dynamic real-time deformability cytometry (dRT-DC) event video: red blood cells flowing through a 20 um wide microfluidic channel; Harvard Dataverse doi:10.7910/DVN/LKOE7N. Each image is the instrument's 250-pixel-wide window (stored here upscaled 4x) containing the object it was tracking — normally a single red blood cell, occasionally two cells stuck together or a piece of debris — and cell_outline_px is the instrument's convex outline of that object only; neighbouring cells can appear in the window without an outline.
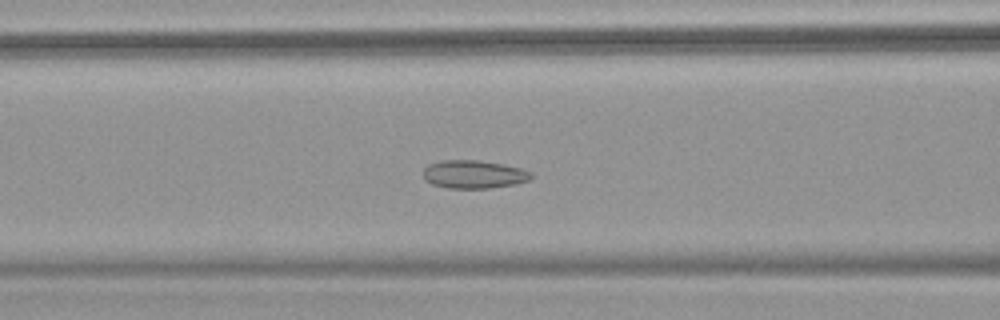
{"species": "common noctule bat (a hibernating species)", "species_latin": "Nyctalus noctula", "temperature_condition": "warm", "stored_images_in_passage": 39, "camera_frame_rate_fps": 3000, "um_per_image_px": 0.085, "animal": {"sex": "female", "body_mass_g": 18.4}, "frame": {"image": 1, "passage_image": 8, "time_ms": 2.333, "image_size_px": [1000, 320], "cell_outline_px": [[532, 176], [528, 180], [516, 184], [488, 188], [448, 188], [432, 184], [424, 180], [424, 168], [428, 164], [444, 160], [476, 160], [504, 164], [520, 168], [532, 172]], "centroid_in_image_um": [40.26, 14.81], "position_along_channel_um": 126.3, "area_um2": 17.69}}
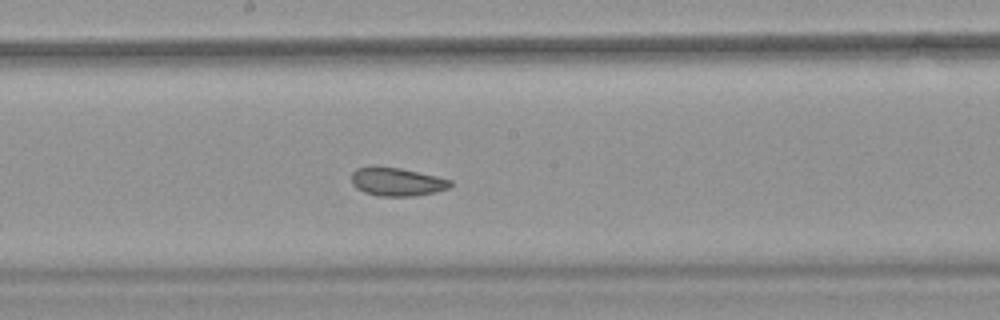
{"frame": {"image": 2, "passage_image": 15, "time_ms": 4.667, "image_size_px": [1000, 320], "cell_outline_px": [[452, 184], [448, 188], [436, 192], [412, 196], [380, 196], [364, 192], [356, 188], [352, 184], [352, 172], [356, 168], [372, 164], [400, 168], [436, 176], [452, 180]], "centroid_in_image_um": [33.69, 15.42], "position_along_channel_um": 214.5, "area_um2": 16.59}}
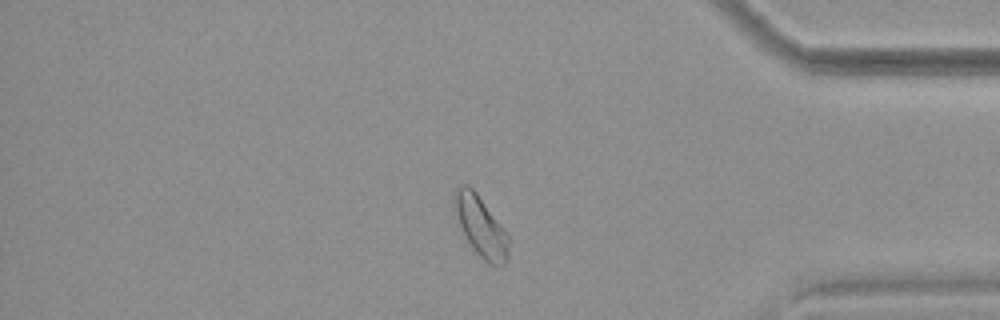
{"frame": {"image": 3, "passage_image": 31, "time_ms": 10.0, "image_size_px": [1000, 320], "cell_outline_px": [[508, 256], [504, 264], [488, 264], [472, 248], [452, 208], [452, 196], [460, 184], [468, 184], [476, 192], [508, 236]], "centroid_in_image_um": [40.81, 19.2], "position_along_channel_um": 394.4, "area_um2": 18.61}, "authors_computed_cell_mechanics": {"area_um2": 17.629, "velocity_mm_per_s": 3.7835, "shape_relaxation_time_tau1_ms": null, "shape_relaxation_time_tau2_ms": 3.6111, "deformation_change_tau1": null, "deformation_change_tau2": 0.063}}